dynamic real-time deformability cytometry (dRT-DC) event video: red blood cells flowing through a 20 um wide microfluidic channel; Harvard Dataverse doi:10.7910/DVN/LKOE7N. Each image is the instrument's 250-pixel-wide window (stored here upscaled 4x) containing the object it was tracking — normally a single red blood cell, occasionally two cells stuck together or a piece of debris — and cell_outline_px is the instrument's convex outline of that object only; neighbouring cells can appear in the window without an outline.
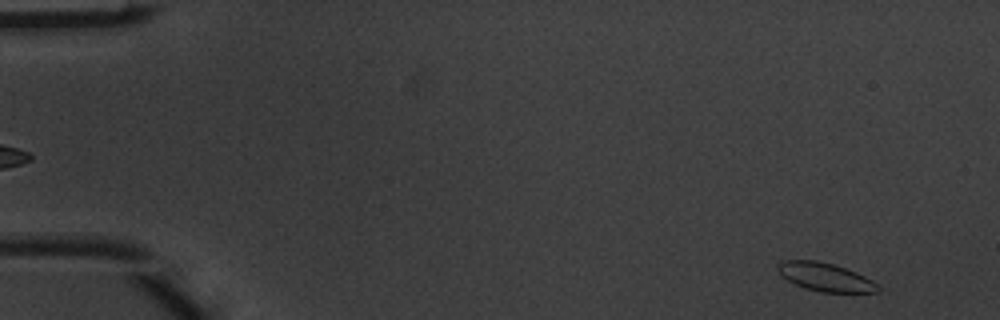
{"species": "common noctule bat (a hibernating species)", "species_latin": "Nyctalus noctula", "temperature_condition": "warm", "stored_images_in_passage": 4, "camera_frame_rate_fps": 3000, "um_per_image_px": 0.085, "animal": {"sex": "male", "body_mass_g": 20.1, "forearm_length_mm": 53.5}, "frame": {"image": 1, "passage_image": 4, "time_ms": 1.0, "image_size_px": [1000, 320], "cell_outline_px": [[880, 292], [820, 292], [804, 288], [788, 280], [776, 268], [776, 264], [784, 260], [816, 260], [832, 264], [856, 272], [872, 280], [880, 288]], "centroid_in_image_um": [70.14, 23.55], "position_along_channel_um": 14.9, "area_um2": 16.36}}